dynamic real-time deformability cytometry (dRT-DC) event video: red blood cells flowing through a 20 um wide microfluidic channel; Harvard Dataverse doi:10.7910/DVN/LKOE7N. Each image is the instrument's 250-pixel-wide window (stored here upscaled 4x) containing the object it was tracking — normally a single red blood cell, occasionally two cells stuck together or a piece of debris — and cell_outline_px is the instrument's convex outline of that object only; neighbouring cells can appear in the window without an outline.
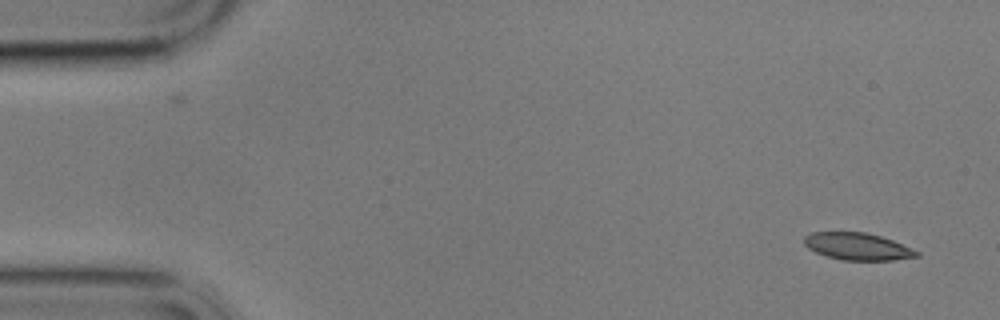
{"species": "common noctule bat (a hibernating species)", "species_latin": "Nyctalus noctula", "temperature_condition": "cold", "stored_images_in_passage": 2, "camera_frame_rate_fps": 3000, "um_per_image_px": 0.085, "animal": {"sex": "male", "body_mass_g": 17.9}, "frame": {"image": 1, "passage_image": 2, "time_ms": 1.333, "image_size_px": [1000, 320], "cell_outline_px": [[920, 256], [892, 260], [840, 260], [824, 256], [808, 248], [804, 244], [804, 236], [812, 232], [864, 232], [880, 236], [892, 240], [912, 248], [920, 252]], "centroid_in_image_um": [72.88, 20.95], "position_along_channel_um": 12.1, "area_um2": 17.86}}